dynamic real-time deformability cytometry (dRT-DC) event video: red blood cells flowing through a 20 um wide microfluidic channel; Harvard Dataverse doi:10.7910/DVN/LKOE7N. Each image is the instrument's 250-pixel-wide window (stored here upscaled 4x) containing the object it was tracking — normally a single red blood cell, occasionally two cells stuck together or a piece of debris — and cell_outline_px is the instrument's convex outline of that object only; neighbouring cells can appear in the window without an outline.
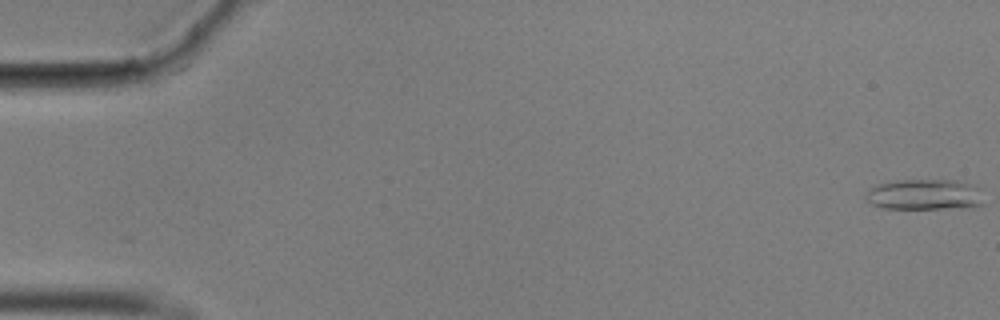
{"species": "common noctule bat (a hibernating species)", "species_latin": "Nyctalus noctula", "temperature_condition": "cold", "stored_images_in_passage": 57, "camera_frame_rate_fps": 3000, "um_per_image_px": 0.085, "animal": {"sex": "male", "body_mass_g": 17.9}, "frame": {"image": 1, "passage_image": 1, "time_ms": 0.0, "image_size_px": [1000, 320], "cell_outline_px": [[984, 204], [972, 208], [884, 208], [872, 204], [864, 196], [872, 188], [880, 184], [896, 180], [956, 180], [972, 184], [980, 188]], "centroid_in_image_um": [78.68, 16.54], "position_along_channel_um": 6.3, "area_um2": 21.15}}
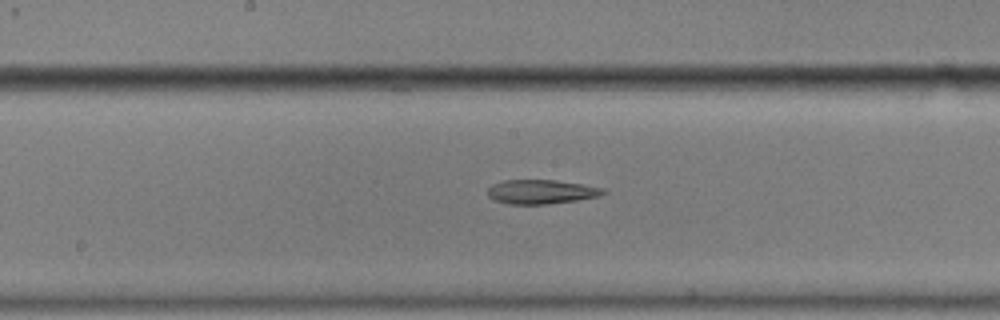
{"frame": {"image": 2, "passage_image": 30, "time_ms": 9.667, "image_size_px": [1000, 320], "cell_outline_px": [[608, 192], [600, 196], [576, 200], [544, 204], [508, 204], [496, 200], [488, 196], [488, 188], [492, 184], [504, 180], [556, 180], [580, 184], [600, 188]], "centroid_in_image_um": [45.97, 16.3], "position_along_channel_um": 202.2, "area_um2": 16.07}}
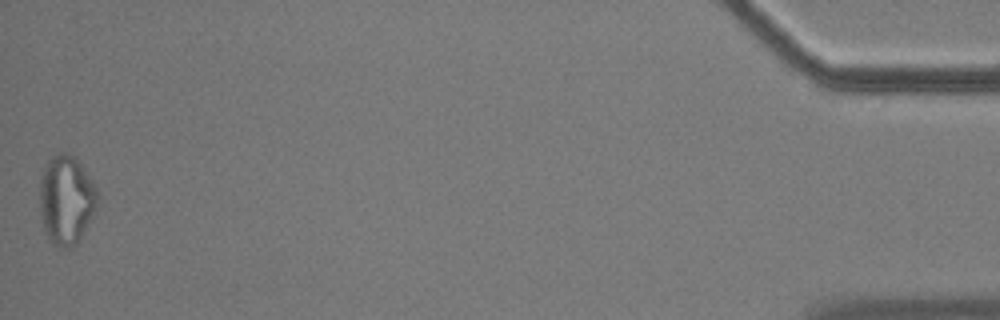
{"frame": {"image": 3, "passage_image": 57, "time_ms": 18.667, "image_size_px": [1000, 320], "cell_outline_px": [[96, 204], [92, 216], [76, 244], [72, 248], [56, 248], [48, 240], [40, 216], [40, 180], [44, 168], [48, 160], [56, 152], [68, 152], [76, 156], [92, 180], [96, 188]], "centroid_in_image_um": [5.6, 16.97], "position_along_channel_um": 429.6, "area_um2": 30.11}, "authors_computed_cell_mechanics": {"area_um2": 18.1492, "velocity_mm_per_s": 3.5298, "shape_relaxation_time_tau1_ms": null, "shape_relaxation_time_tau2_ms": 4.7396, "deformation_change_tau1": null, "deformation_change_tau2": 0.1528}}